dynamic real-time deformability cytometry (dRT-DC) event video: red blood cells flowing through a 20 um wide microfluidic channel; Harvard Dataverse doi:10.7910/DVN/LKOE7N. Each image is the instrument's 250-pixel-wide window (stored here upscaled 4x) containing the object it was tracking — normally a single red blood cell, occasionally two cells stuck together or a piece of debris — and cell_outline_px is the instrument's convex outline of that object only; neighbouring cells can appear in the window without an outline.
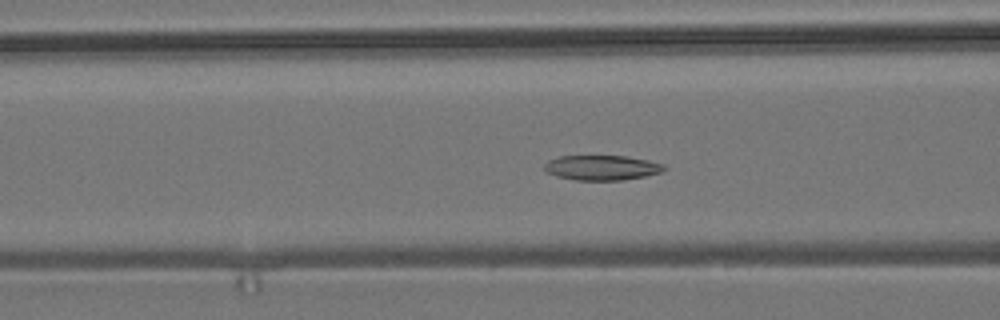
{"species": "common noctule bat (a hibernating species)", "species_latin": "Nyctalus noctula", "temperature_condition": "room temperature", "stored_images_in_passage": 56, "camera_frame_rate_fps": 3000, "um_per_image_px": 0.085, "animal": {"sex": "male", "body_mass_g": 19.2, "forearm_length_mm": 51.8}, "frame": {"image": 1, "passage_image": 22, "time_ms": 7.0, "image_size_px": [1000, 320], "cell_outline_px": [[668, 168], [664, 172], [644, 176], [620, 180], [576, 180], [556, 176], [548, 172], [544, 168], [544, 164], [548, 160], [560, 156], [628, 156], [648, 160], [664, 164]], "centroid_in_image_um": [51.2, 14.25], "position_along_channel_um": 115.4, "area_um2": 17.46}}
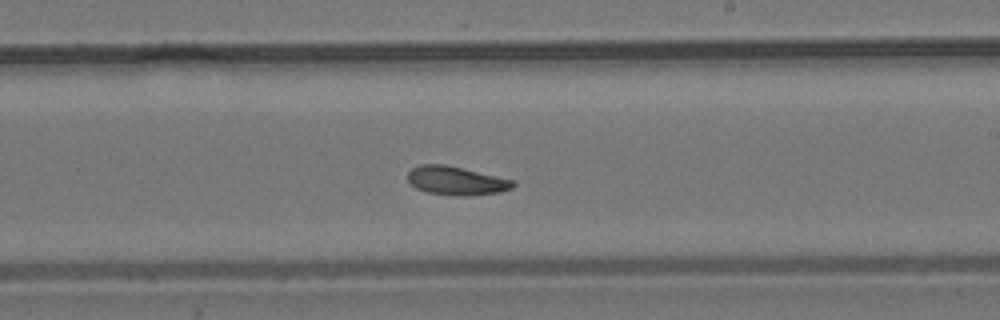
{"frame": {"image": 2, "passage_image": 33, "time_ms": 10.667, "image_size_px": [1000, 320], "cell_outline_px": [[516, 184], [512, 188], [500, 192], [468, 196], [456, 196], [428, 192], [416, 188], [408, 180], [408, 172], [412, 168], [420, 164], [444, 164], [516, 180]], "centroid_in_image_um": [38.81, 15.36], "position_along_channel_um": 250.2, "area_um2": 17.63}}
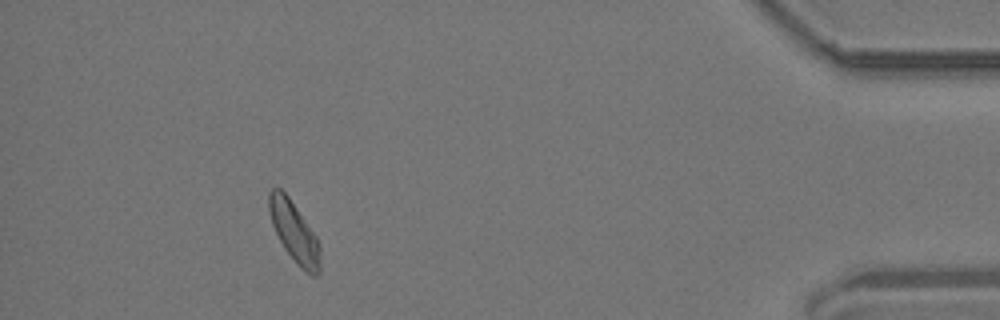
{"frame": {"image": 3, "passage_image": 51, "time_ms": 16.667, "image_size_px": [1000, 320], "cell_outline_px": [[320, 272], [316, 276], [312, 276], [300, 268], [296, 264], [284, 248], [272, 224], [268, 208], [268, 192], [272, 188], [280, 188], [288, 196], [316, 236], [320, 248]], "centroid_in_image_um": [25.01, 19.74], "position_along_channel_um": 410.2, "area_um2": 17.92}, "authors_computed_cell_mechanics": {"area_um2": 18.0047, "velocity_mm_per_s": 3.6841, "shape_relaxation_time_tau1_ms": 5.4847, "shape_relaxation_time_tau2_ms": null, "deformation_change_tau1": 0.1257, "deformation_change_tau2": null}}